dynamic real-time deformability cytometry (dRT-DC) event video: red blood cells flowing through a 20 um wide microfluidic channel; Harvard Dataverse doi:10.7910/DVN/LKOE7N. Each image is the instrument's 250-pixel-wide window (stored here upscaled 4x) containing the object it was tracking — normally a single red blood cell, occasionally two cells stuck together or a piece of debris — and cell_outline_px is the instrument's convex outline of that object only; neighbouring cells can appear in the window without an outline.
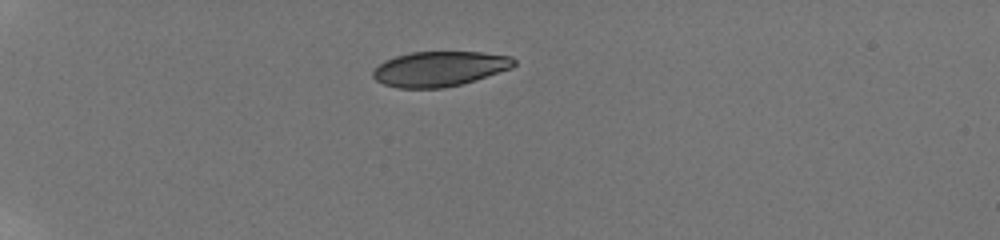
{"species": "human", "species_latin": "Homo sapiens", "temperature_condition": "room temperature", "stored_images_in_passage": 5, "camera_frame_rate_fps": 3000, "um_per_image_px": 0.085, "donor": {"sex": "male"}, "frame": {"image": 1, "passage_image": 1, "time_ms": 0.0, "image_size_px": [1000, 240], "cell_outline_px": [[516, 64], [512, 68], [476, 80], [444, 88], [396, 88], [384, 84], [376, 80], [372, 76], [372, 72], [384, 60], [396, 56], [412, 52], [484, 52], [512, 56], [516, 60]], "centroid_in_image_um": [37.39, 5.85], "position_along_channel_um": 47.6, "area_um2": 28.9}}
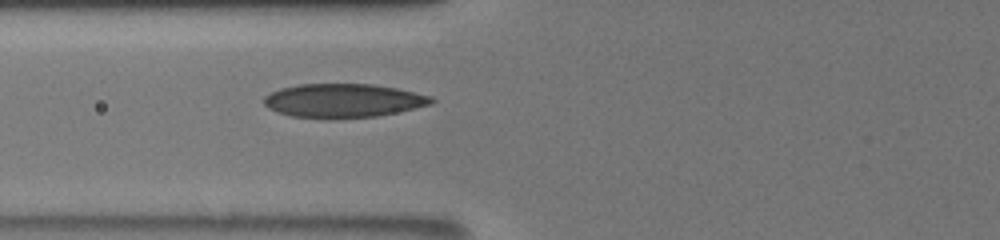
{"frame": {"image": 2, "passage_image": 5, "time_ms": 2.667, "image_size_px": [1000, 240], "cell_outline_px": [[436, 100], [432, 104], [396, 112], [376, 116], [328, 120], [292, 116], [276, 112], [268, 108], [264, 104], [264, 96], [280, 88], [300, 84], [372, 84], [396, 88], [432, 96]], "centroid_in_image_um": [29.15, 8.57], "position_along_channel_um": 96.6, "area_um2": 33.29}}